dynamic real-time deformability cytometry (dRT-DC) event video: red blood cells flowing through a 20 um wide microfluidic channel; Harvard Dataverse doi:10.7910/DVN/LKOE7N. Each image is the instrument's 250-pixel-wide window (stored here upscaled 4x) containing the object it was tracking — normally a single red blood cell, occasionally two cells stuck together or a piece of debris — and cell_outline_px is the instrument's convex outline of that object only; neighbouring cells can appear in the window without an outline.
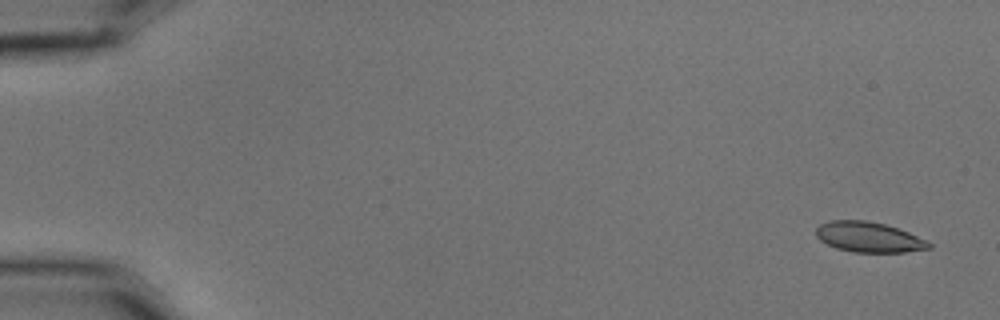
{"species": "common noctule bat (a hibernating species)", "species_latin": "Nyctalus noctula", "temperature_condition": "cold", "stored_images_in_passage": 5, "camera_frame_rate_fps": 3000, "um_per_image_px": 0.085, "animal": {"sex": "male", "body_mass_g": 15.6}, "frame": {"image": 1, "passage_image": 1, "time_ms": 0.0, "image_size_px": [1000, 320], "cell_outline_px": [[932, 248], [904, 252], [852, 252], [836, 248], [820, 240], [816, 236], [816, 228], [820, 224], [828, 220], [868, 220], [884, 224], [908, 232], [928, 240], [932, 244]], "centroid_in_image_um": [73.85, 20.15], "position_along_channel_um": 11.2, "area_um2": 20.0}}
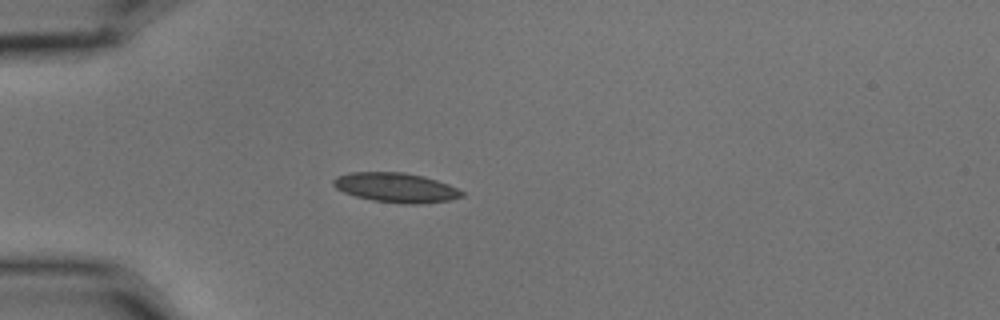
{"frame": {"image": 2, "passage_image": 5, "time_ms": 1.333, "image_size_px": [1000, 320], "cell_outline_px": [[464, 196], [452, 200], [420, 204], [404, 204], [372, 200], [356, 196], [344, 192], [336, 188], [332, 184], [332, 180], [336, 176], [352, 172], [404, 172], [424, 176], [448, 184], [464, 192]], "centroid_in_image_um": [33.66, 15.95], "position_along_channel_um": 51.3, "area_um2": 22.25}}